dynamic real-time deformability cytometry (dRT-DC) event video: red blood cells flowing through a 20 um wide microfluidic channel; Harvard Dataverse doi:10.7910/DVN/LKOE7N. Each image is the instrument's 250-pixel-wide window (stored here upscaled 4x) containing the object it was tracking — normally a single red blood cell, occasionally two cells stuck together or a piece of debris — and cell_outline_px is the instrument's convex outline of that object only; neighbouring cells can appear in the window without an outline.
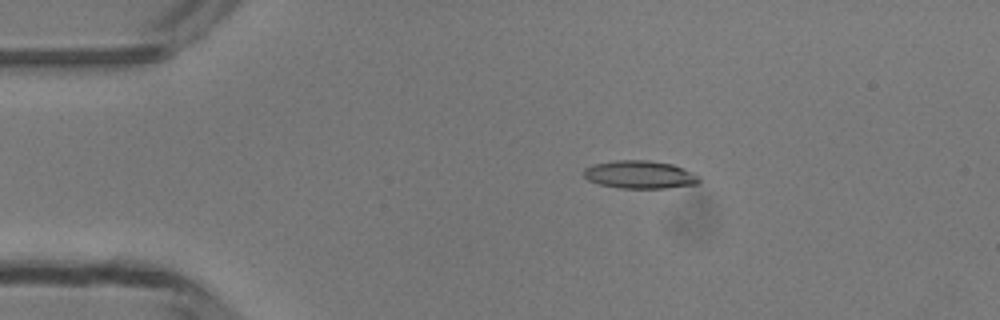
{"species": "common noctule bat (a hibernating species)", "species_latin": "Nyctalus noctula", "temperature_condition": "room temperature", "stored_images_in_passage": 49, "camera_frame_rate_fps": 3000, "um_per_image_px": 0.085, "animal": {"sex": "male", "body_mass_g": 13.3}, "frame": {"image": 1, "passage_image": 9, "time_ms": 2.667, "image_size_px": [1000, 320], "cell_outline_px": [[700, 180], [696, 184], [668, 188], [620, 188], [600, 184], [588, 180], [584, 176], [584, 168], [592, 164], [616, 160], [648, 160], [672, 164], [684, 168], [700, 176]], "centroid_in_image_um": [54.39, 14.84], "position_along_channel_um": 30.6, "area_um2": 18.84}}
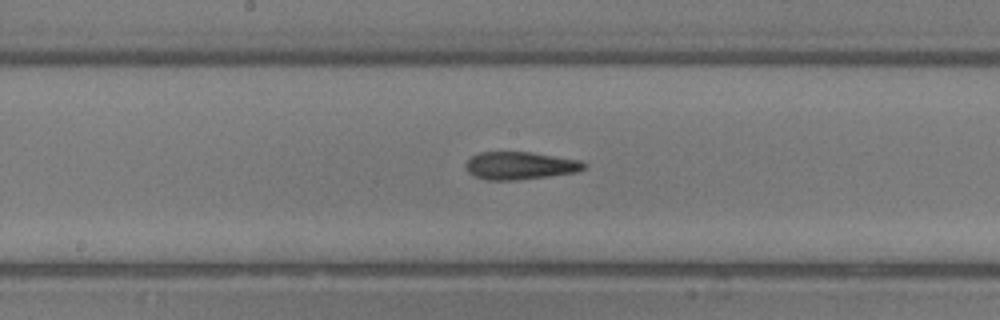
{"frame": {"image": 2, "passage_image": 25, "time_ms": 8.0, "image_size_px": [1000, 320], "cell_outline_px": [[588, 164], [584, 168], [576, 172], [548, 176], [516, 180], [488, 180], [476, 176], [468, 172], [464, 164], [472, 156], [480, 152], [528, 152], [580, 160]], "centroid_in_image_um": [44.2, 14.08], "position_along_channel_um": 204.0, "area_um2": 18.9}}
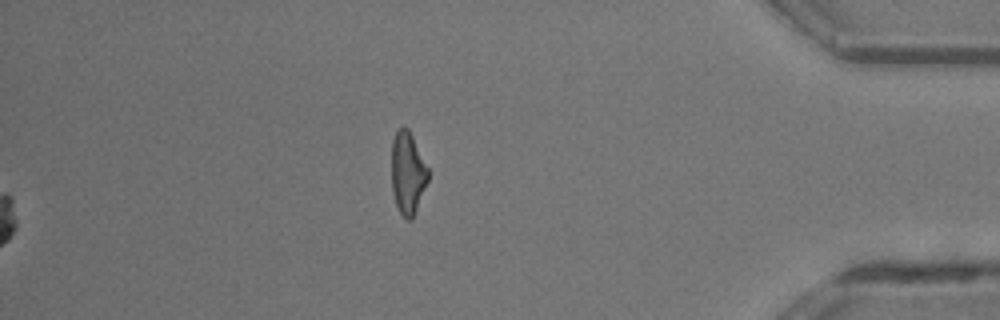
{"frame": {"image": 3, "passage_image": 42, "time_ms": 13.667, "image_size_px": [1000, 320], "cell_outline_px": [[428, 180], [412, 220], [408, 220], [400, 212], [396, 204], [392, 192], [392, 140], [396, 132], [404, 124], [408, 128], [428, 168]], "centroid_in_image_um": [34.64, 14.69], "position_along_channel_um": 400.6, "area_um2": 17.34}, "authors_computed_cell_mechanics": {"area_um2": 18.6694, "velocity_mm_per_s": 4.2087, "shape_relaxation_time_tau1_ms": null, "shape_relaxation_time_tau2_ms": 2.5807, "deformation_change_tau1": null, "deformation_change_tau2": 0.1336}}